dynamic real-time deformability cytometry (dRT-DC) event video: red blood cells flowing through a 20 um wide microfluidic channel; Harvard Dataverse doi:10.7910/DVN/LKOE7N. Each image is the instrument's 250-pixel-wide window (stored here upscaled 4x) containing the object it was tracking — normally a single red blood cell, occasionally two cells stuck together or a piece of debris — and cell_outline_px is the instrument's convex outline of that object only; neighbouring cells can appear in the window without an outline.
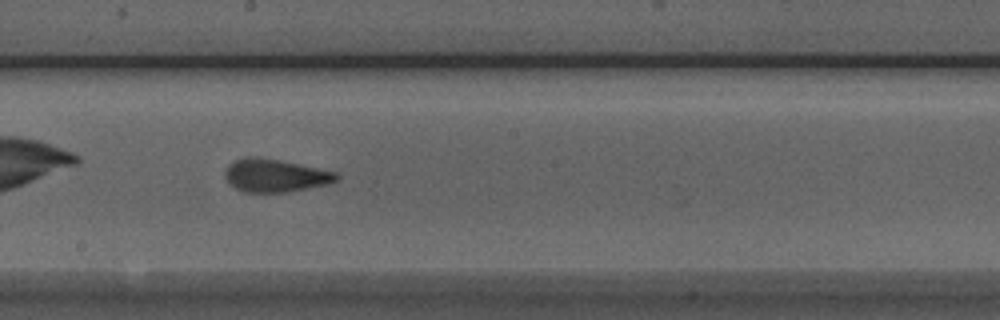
{"species": "Egyptian fruit bat (a non-hibernating species)", "species_latin": "Rousettus aegyptiacus", "temperature_condition": "room temperature", "stored_images_in_passage": 42, "camera_frame_rate_fps": 3000, "um_per_image_px": 0.085, "animal": {"sex": "male"}, "frame": {"image": 1, "passage_image": 24, "time_ms": 7.667, "image_size_px": [1000, 320], "cell_outline_px": [[340, 180], [328, 184], [288, 192], [244, 192], [236, 188], [224, 176], [224, 172], [228, 164], [244, 156], [256, 156], [280, 160], [336, 172], [340, 176]], "centroid_in_image_um": [23.4, 14.91], "position_along_channel_um": 224.8, "area_um2": 21.44}}
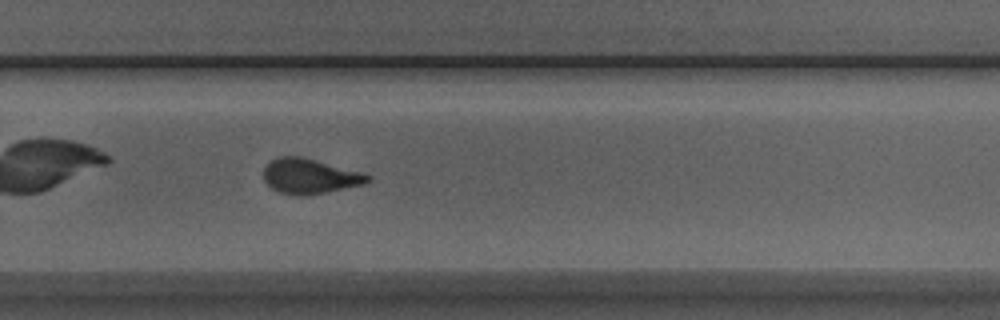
{"frame": {"image": 2, "passage_image": 30, "time_ms": 9.667, "image_size_px": [1000, 320], "cell_outline_px": [[372, 180], [364, 184], [308, 196], [296, 196], [280, 192], [272, 188], [264, 180], [264, 168], [272, 160], [280, 156], [300, 156], [364, 172], [372, 176]], "centroid_in_image_um": [26.38, 14.98], "position_along_channel_um": 303.4, "area_um2": 21.39}, "authors_computed_cell_mechanics": {"area_um2": 21.5016, "velocity_mm_per_s": 3.9505, "shape_relaxation_time_tau1_ms": 7.5644, "shape_relaxation_time_tau2_ms": 1.0226, "deformation_change_tau1": 0.2064, "deformation_change_tau2": 0.0829}}